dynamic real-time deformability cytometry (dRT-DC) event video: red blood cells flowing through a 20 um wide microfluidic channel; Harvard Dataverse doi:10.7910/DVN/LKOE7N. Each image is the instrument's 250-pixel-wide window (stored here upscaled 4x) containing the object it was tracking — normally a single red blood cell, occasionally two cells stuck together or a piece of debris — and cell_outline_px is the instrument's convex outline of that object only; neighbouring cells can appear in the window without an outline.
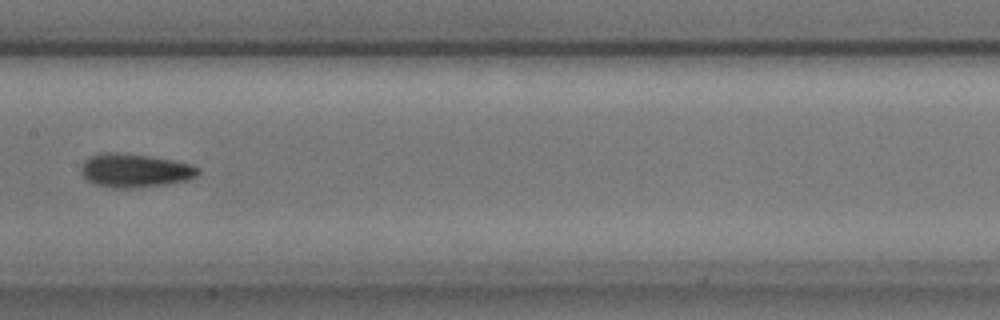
{"species": "common noctule bat (a hibernating species)", "species_latin": "Nyctalus noctula", "temperature_condition": "cold", "stored_images_in_passage": 8, "camera_frame_rate_fps": 3000, "um_per_image_px": 0.085, "animal": {"sex": "male", "body_mass_g": 17.9, "forearm_length_mm": 54.2}, "frame": {"image": 1, "passage_image": 8, "time_ms": 2.333, "image_size_px": [1000, 320], "cell_outline_px": [[200, 172], [196, 176], [188, 180], [140, 188], [112, 188], [96, 184], [88, 180], [80, 172], [80, 168], [84, 160], [88, 156], [100, 152], [116, 152], [152, 156], [192, 164], [200, 168]], "centroid_in_image_um": [11.45, 14.48], "position_along_channel_um": 195.9, "area_um2": 23.24}}